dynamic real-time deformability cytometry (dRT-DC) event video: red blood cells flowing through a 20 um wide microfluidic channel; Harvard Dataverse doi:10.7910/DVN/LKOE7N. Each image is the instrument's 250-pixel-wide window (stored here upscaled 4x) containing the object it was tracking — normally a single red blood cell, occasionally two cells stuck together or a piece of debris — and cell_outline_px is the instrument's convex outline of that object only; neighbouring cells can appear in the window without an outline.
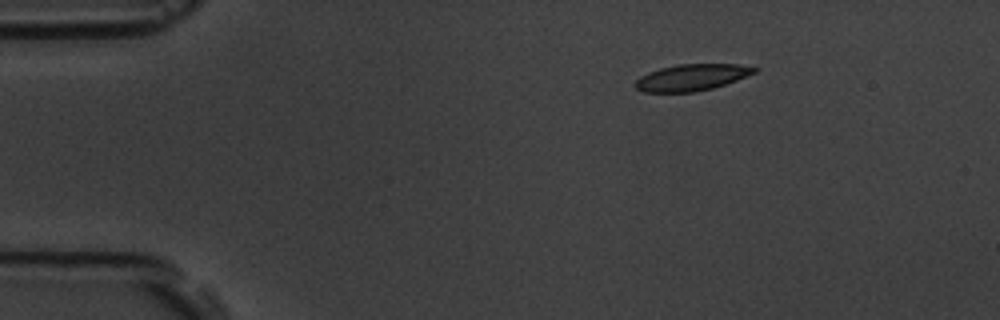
{"species": "common noctule bat (a hibernating species)", "species_latin": "Nyctalus noctula", "temperature_condition": "room temperature", "stored_images_in_passage": 3, "camera_frame_rate_fps": 3000, "um_per_image_px": 0.085, "animal": {"sex": "male", "body_mass_g": 19.5, "forearm_length_mm": 54.6}, "frame": {"image": 1, "passage_image": 1, "time_ms": 0.0, "image_size_px": [1000, 320], "cell_outline_px": [[760, 68], [756, 72], [736, 80], [712, 88], [696, 92], [644, 92], [636, 88], [636, 80], [640, 76], [648, 72], [660, 68], [676, 64], [736, 64]], "centroid_in_image_um": [58.79, 6.57], "position_along_channel_um": 26.2, "area_um2": 18.32}}